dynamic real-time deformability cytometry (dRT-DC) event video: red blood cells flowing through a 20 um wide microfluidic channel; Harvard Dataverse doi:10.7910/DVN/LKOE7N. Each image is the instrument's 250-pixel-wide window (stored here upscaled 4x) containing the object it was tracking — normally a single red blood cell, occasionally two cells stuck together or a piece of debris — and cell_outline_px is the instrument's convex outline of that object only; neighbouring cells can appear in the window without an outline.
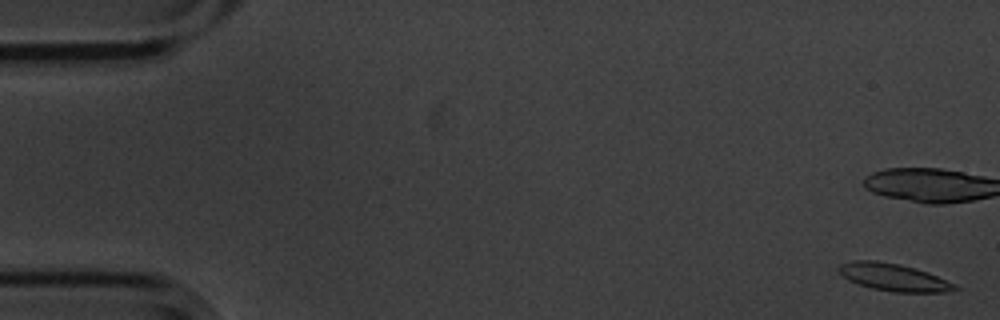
{"species": "common noctule bat (a hibernating species)", "species_latin": "Nyctalus noctula", "temperature_condition": "cold", "stored_images_in_passage": 11, "camera_frame_rate_fps": 3000, "um_per_image_px": 0.085, "animal": {"sex": "male", "body_mass_g": 20.1, "forearm_length_mm": 53.5}, "frame": {"image": 1, "passage_image": 2, "time_ms": 0.333, "image_size_px": [1000, 320], "cell_outline_px": [[960, 288], [944, 292], [892, 292], [872, 288], [856, 284], [848, 280], [836, 268], [840, 264], [852, 260], [876, 260], [900, 264], [916, 268], [956, 284]], "centroid_in_image_um": [75.92, 23.56], "position_along_channel_um": 9.1, "area_um2": 18.55}}